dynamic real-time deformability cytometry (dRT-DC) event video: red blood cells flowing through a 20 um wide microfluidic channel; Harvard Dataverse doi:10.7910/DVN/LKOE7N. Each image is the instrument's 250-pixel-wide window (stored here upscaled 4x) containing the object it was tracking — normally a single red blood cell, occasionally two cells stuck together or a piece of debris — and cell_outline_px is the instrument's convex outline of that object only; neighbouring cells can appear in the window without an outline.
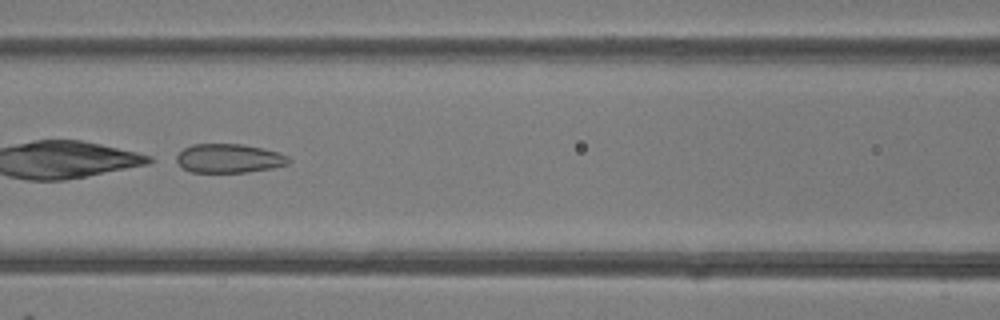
{"species": "common noctule bat (a hibernating species)", "species_latin": "Nyctalus noctula", "temperature_condition": "room temperature", "stored_images_in_passage": 34, "camera_frame_rate_fps": 3000, "um_per_image_px": 0.085, "animal": {"sex": "female"}, "frame": {"image": 1, "passage_image": 8, "time_ms": 2.333, "image_size_px": [1000, 320], "cell_outline_px": [[292, 160], [288, 164], [272, 168], [248, 172], [192, 172], [184, 168], [172, 160], [184, 148], [192, 144], [244, 144], [280, 152], [288, 156]], "centroid_in_image_um": [19.47, 13.46], "position_along_channel_um": 147.1, "area_um2": 19.13}}
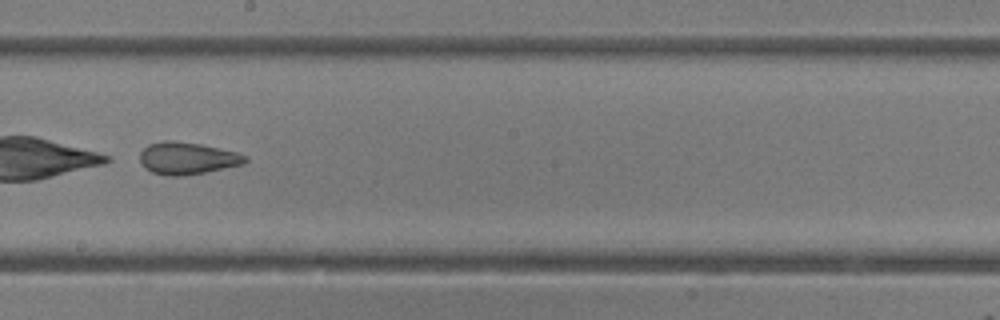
{"frame": {"image": 2, "passage_image": 14, "time_ms": 4.333, "image_size_px": [1000, 320], "cell_outline_px": [[248, 160], [244, 164], [184, 176], [168, 176], [152, 172], [144, 168], [140, 160], [140, 152], [148, 144], [164, 140], [172, 140], [200, 144], [236, 152], [248, 156]], "centroid_in_image_um": [15.9, 13.45], "position_along_channel_um": 232.3, "area_um2": 19.77}}
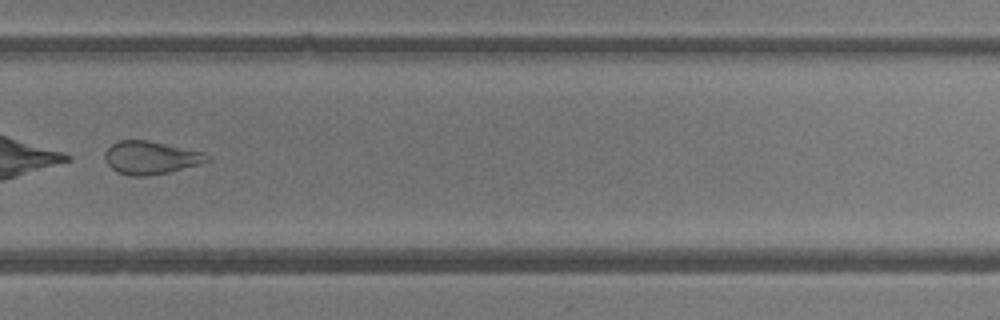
{"frame": {"image": 3, "passage_image": 20, "time_ms": 6.333, "image_size_px": [1000, 320], "cell_outline_px": [[208, 160], [200, 164], [168, 172], [148, 176], [132, 176], [116, 172], [108, 164], [104, 156], [104, 152], [112, 144], [120, 140], [148, 140], [204, 152], [208, 156]], "centroid_in_image_um": [12.78, 13.4], "position_along_channel_um": 317.0, "area_um2": 19.54}, "authors_computed_cell_mechanics": {"area_um2": 20.7213, "velocity_mm_per_s": 4.2479, "shape_relaxation_time_tau1_ms": 0.1965, "shape_relaxation_time_tau2_ms": 1.4915, "deformation_change_tau1": 0.253, "deformation_change_tau2": 0.0921}}